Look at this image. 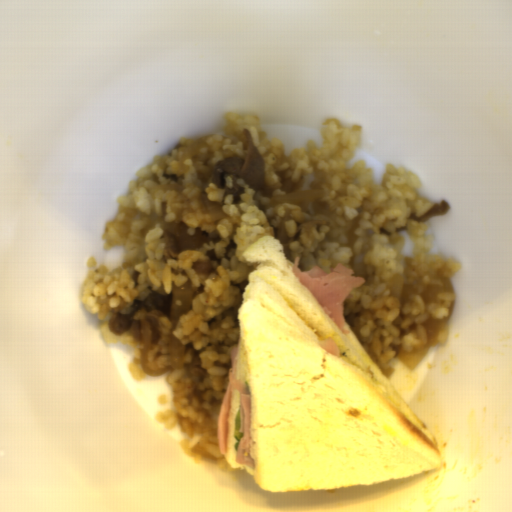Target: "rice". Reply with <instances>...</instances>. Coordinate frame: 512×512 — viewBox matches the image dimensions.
<instances>
[{"label":"rice","mask_w":512,"mask_h":512,"mask_svg":"<svg viewBox=\"0 0 512 512\" xmlns=\"http://www.w3.org/2000/svg\"><path fill=\"white\" fill-rule=\"evenodd\" d=\"M438 338H439V342L438 343H443V342H447L448 340V327L446 325V327L439 333L438 335Z\"/></svg>","instance_id":"obj_3"},{"label":"rice","mask_w":512,"mask_h":512,"mask_svg":"<svg viewBox=\"0 0 512 512\" xmlns=\"http://www.w3.org/2000/svg\"><path fill=\"white\" fill-rule=\"evenodd\" d=\"M224 134L182 138L168 155H157L137 171L129 183L131 193L118 196V212L101 234L102 249L123 246V264L109 270L89 256L82 303L102 322L104 343L133 348L128 371L135 381L147 375L141 365L142 341L129 333L109 330L115 314H128L135 300L150 292L173 293L189 288L190 309L180 316L173 335L184 346L203 349L199 358L204 381L189 376L186 368L170 370L167 383L173 407L157 412L165 428L178 426L181 447L197 462H213L222 470H235L220 453L218 420L229 387L231 352L240 341L239 309L249 274L259 265L243 253L261 236H274L284 223L290 238L292 263L299 257L301 273L319 266L331 274L339 263L366 279L350 290L343 302L344 319L388 380L390 365L401 350L426 342L428 320L448 318L457 303L451 277L461 268L456 258L429 256L434 243L426 236L422 217L432 206L418 194L420 177L403 167H386L381 183L363 159L351 169L348 161L361 143L363 126H341L326 118L322 143L308 140L289 154L280 139L268 138L257 114L241 116L227 111ZM247 129L264 161L265 175L282 195L276 172L285 170L300 190L324 189V197L311 203L269 206L258 190L239 178V202L211 183L214 165L229 156L244 158ZM185 221L189 234L196 228L209 232L211 242L200 249L164 259L170 224ZM195 261H210L212 271L196 274Z\"/></svg>","instance_id":"obj_1"},{"label":"rice","mask_w":512,"mask_h":512,"mask_svg":"<svg viewBox=\"0 0 512 512\" xmlns=\"http://www.w3.org/2000/svg\"><path fill=\"white\" fill-rule=\"evenodd\" d=\"M191 361V357L189 354H185L184 352V358H183V363H190Z\"/></svg>","instance_id":"obj_4"},{"label":"rice","mask_w":512,"mask_h":512,"mask_svg":"<svg viewBox=\"0 0 512 512\" xmlns=\"http://www.w3.org/2000/svg\"><path fill=\"white\" fill-rule=\"evenodd\" d=\"M160 339L157 343H150L147 362L152 370H159L173 365L170 357L168 335L173 326L169 317H161L157 322Z\"/></svg>","instance_id":"obj_2"}]
</instances>
